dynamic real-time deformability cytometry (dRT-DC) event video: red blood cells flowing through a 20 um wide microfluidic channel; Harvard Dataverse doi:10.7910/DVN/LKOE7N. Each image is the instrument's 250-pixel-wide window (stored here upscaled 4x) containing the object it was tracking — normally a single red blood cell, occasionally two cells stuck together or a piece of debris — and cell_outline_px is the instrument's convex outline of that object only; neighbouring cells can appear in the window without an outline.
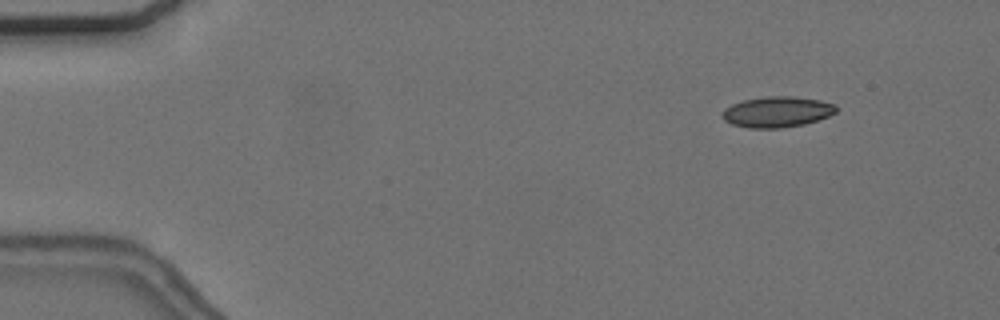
{"species": "common noctule bat (a hibernating species)", "species_latin": "Nyctalus noctula", "temperature_condition": "cold", "stored_images_in_passage": 51, "camera_frame_rate_fps": 3000, "um_per_image_px": 0.085, "animal": {"sex": "female", "body_mass_g": 24.6, "forearm_length_mm": 56.2}, "frame": {"image": 1, "passage_image": 7, "time_ms": 2.0, "image_size_px": [1000, 320], "cell_outline_px": [[836, 112], [828, 116], [804, 124], [784, 128], [748, 128], [732, 124], [724, 120], [720, 112], [724, 108], [732, 104], [744, 100], [764, 96], [792, 96], [820, 100], [836, 104]], "centroid_in_image_um": [66.02, 9.51], "position_along_channel_um": 19.0, "area_um2": 20.52}}
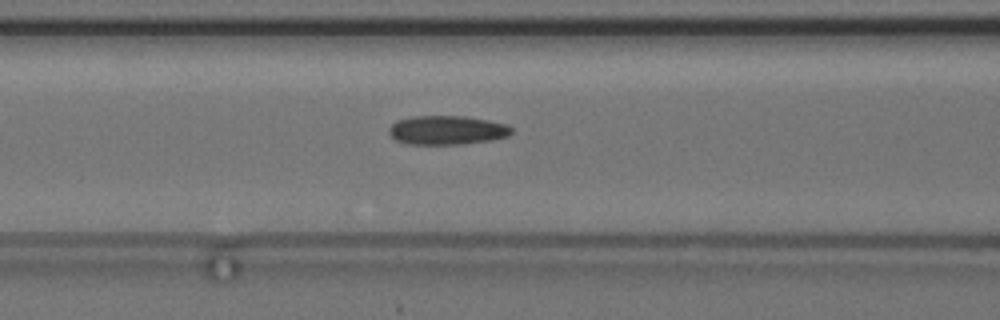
{"frame": {"image": 2, "passage_image": 24, "time_ms": 7.667, "image_size_px": [1000, 320], "cell_outline_px": [[512, 132], [508, 136], [492, 140], [460, 144], [408, 144], [396, 140], [388, 132], [388, 128], [396, 120], [412, 116], [464, 116], [488, 120], [508, 124], [512, 128]], "centroid_in_image_um": [37.99, 11.05], "position_along_channel_um": 128.6, "area_um2": 20.81}}
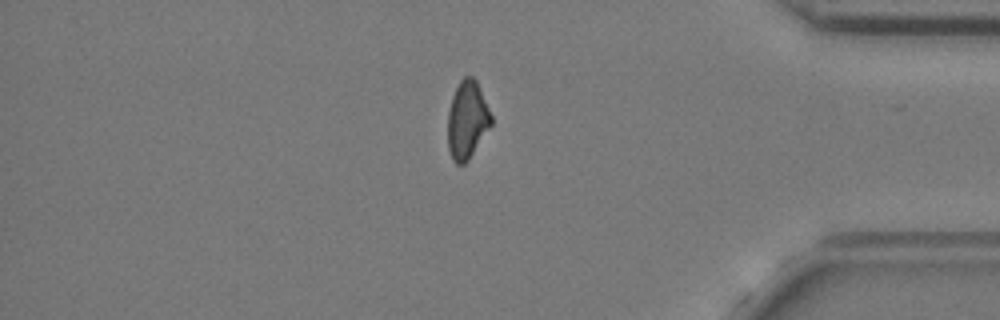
{"frame": {"image": 3, "passage_image": 48, "time_ms": 15.667, "image_size_px": [1000, 320], "cell_outline_px": [[492, 124], [468, 160], [464, 164], [456, 164], [452, 160], [448, 148], [448, 112], [452, 96], [460, 80], [464, 76], [472, 76], [476, 80], [492, 116]], "centroid_in_image_um": [39.7, 10.2], "position_along_channel_um": 395.5, "area_um2": 19.59}, "authors_computed_cell_mechanics": {"area_um2": 20.1722, "velocity_mm_per_s": 3.6922, "shape_relaxation_time_tau1_ms": null, "shape_relaxation_time_tau2_ms": 4.9236, "deformation_change_tau1": null, "deformation_change_tau2": 0.1094}}